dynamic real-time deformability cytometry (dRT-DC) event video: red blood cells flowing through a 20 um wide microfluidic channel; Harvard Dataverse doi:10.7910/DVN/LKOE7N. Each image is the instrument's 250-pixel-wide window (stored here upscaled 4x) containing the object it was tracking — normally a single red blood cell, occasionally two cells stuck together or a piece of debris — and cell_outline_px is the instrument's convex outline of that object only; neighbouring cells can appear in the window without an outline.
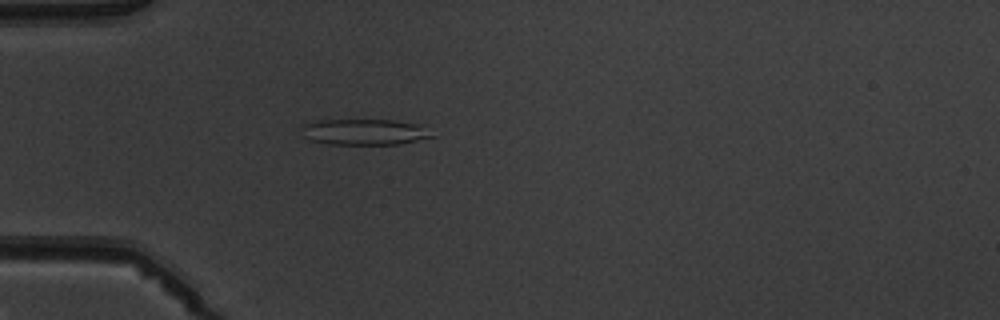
{"species": "common noctule bat (a hibernating species)", "species_latin": "Nyctalus noctula", "temperature_condition": "warm", "stored_images_in_passage": 4, "camera_frame_rate_fps": 3000, "um_per_image_px": 0.085, "animal": {"sex": "male", "body_mass_g": 19.5, "forearm_length_mm": 54.6}, "frame": {"image": 1, "passage_image": 4, "time_ms": 4.333, "image_size_px": [1000, 320], "cell_outline_px": [[436, 136], [400, 144], [324, 144], [308, 140], [304, 136], [300, 128], [304, 124], [316, 120], [392, 120], [416, 124]], "centroid_in_image_um": [30.89, 11.22], "position_along_channel_um": 54.1, "area_um2": 19.65}}